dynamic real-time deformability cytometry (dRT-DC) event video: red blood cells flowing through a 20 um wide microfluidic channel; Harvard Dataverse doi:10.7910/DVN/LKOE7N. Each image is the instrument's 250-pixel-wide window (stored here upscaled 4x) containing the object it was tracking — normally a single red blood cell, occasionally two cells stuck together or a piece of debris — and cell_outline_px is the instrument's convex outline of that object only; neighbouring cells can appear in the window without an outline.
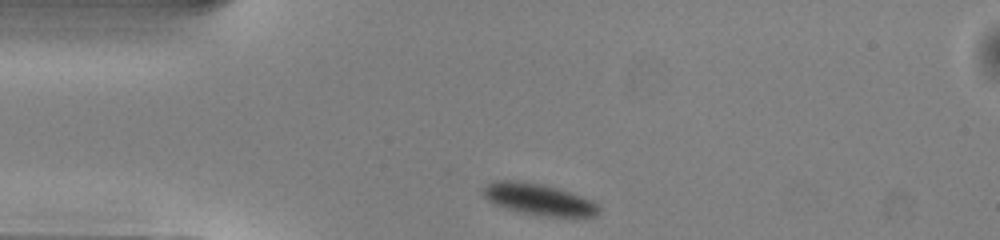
{"species": "common noctule bat (a hibernating species)", "species_latin": "Nyctalus noctula", "temperature_condition": "warm", "stored_images_in_passage": 40, "camera_frame_rate_fps": 3000, "um_per_image_px": 0.085, "animal": {"sex": "male", "body_mass_g": 13.0, "forearm_length_mm": 53.1}, "frame": {"image": 1, "passage_image": 1, "time_ms": 0.0, "image_size_px": [1000, 240], "cell_outline_px": [[600, 212], [596, 216], [544, 216], [520, 212], [504, 208], [488, 200], [484, 196], [484, 188], [488, 184], [496, 180], [516, 180], [540, 184], [556, 188], [592, 200], [600, 204]], "centroid_in_image_um": [45.81, 16.95], "position_along_channel_um": 39.2, "area_um2": 20.92}}
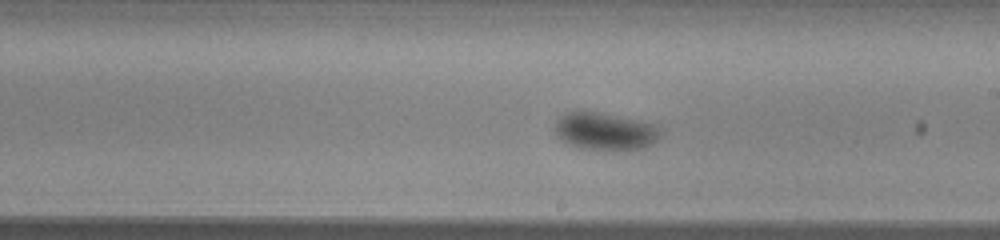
{"frame": {"image": 2, "passage_image": 18, "time_ms": 5.667, "image_size_px": [1000, 240], "cell_outline_px": [[660, 136], [652, 144], [644, 148], [624, 152], [620, 152], [580, 148], [564, 140], [556, 132], [556, 120], [560, 116], [568, 112], [596, 112], [652, 124], [660, 132]], "centroid_in_image_um": [51.45, 11.21], "position_along_channel_um": 237.5, "area_um2": 22.66}}
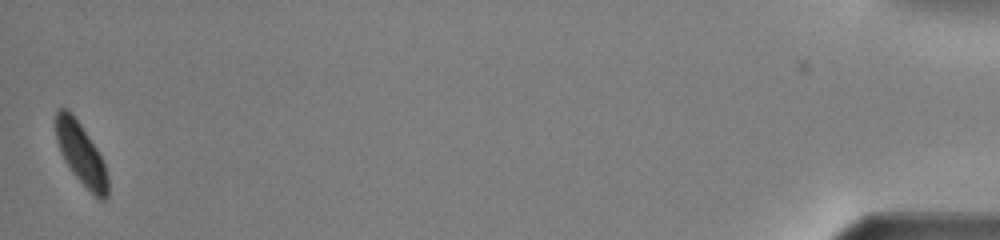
{"frame": {"image": 3, "passage_image": 40, "time_ms": 13.0, "image_size_px": [1000, 240], "cell_outline_px": [[108, 196], [104, 200], [100, 200], [92, 196], [72, 172], [64, 160], [60, 152], [56, 140], [56, 108], [68, 108], [72, 112], [96, 148], [104, 164], [108, 176]], "centroid_in_image_um": [6.88, 13.11], "position_along_channel_um": 428.3, "area_um2": 18.84}, "authors_computed_cell_mechanics": {"area_um2": 22.1085, "velocity_mm_per_s": 3.9823, "shape_relaxation_time_tau1_ms": 1.8856, "shape_relaxation_time_tau2_ms": null, "deformation_change_tau1": 0.0844, "deformation_change_tau2": null}}